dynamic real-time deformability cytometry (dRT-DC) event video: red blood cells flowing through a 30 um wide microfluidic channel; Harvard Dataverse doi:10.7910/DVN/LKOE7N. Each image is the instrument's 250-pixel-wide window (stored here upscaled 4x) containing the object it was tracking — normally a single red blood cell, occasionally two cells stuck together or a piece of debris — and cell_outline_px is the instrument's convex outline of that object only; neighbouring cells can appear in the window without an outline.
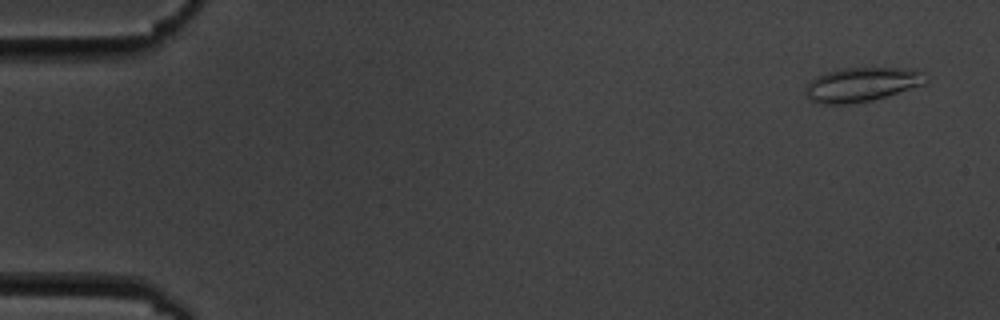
{"species": "common noctule bat (a hibernating species)", "species_latin": "Nyctalus noctula", "temperature_condition": "cold", "stored_images_in_passage": 4, "camera_frame_rate_fps": 3000, "um_per_image_px": 0.085, "animal": {"sex": "male", "body_mass_g": 19.5, "forearm_length_mm": 54.6}, "frame": {"image": 1, "passage_image": 1, "time_ms": 0.0, "image_size_px": [1000, 320], "cell_outline_px": [[928, 80], [924, 84], [888, 96], [872, 100], [852, 104], [820, 104], [812, 100], [804, 92], [804, 88], [816, 76], [840, 68], [916, 68], [928, 76]], "centroid_in_image_um": [73.29, 7.18], "position_along_channel_um": 11.7, "area_um2": 24.16}}